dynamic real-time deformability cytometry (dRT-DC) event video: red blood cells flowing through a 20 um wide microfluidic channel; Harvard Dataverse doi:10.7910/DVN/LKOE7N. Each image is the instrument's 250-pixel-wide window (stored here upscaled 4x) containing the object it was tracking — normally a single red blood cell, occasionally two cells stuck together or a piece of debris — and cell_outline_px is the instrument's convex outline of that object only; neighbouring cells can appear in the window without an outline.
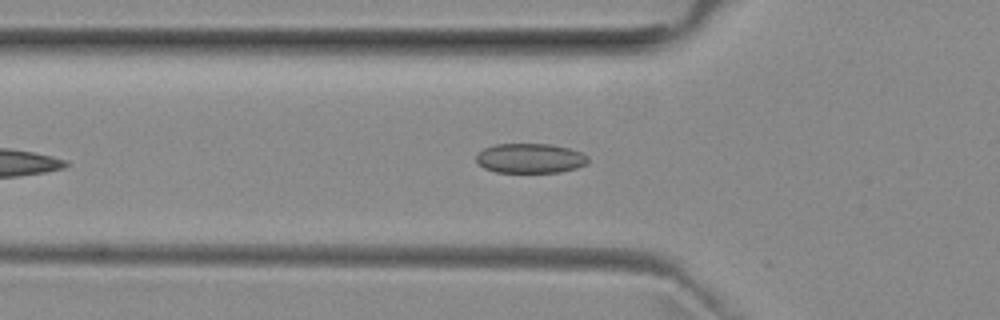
{"species": "common noctule bat (a hibernating species)", "species_latin": "Nyctalus noctula", "temperature_condition": "room temperature", "stored_images_in_passage": 18, "camera_frame_rate_fps": 3000, "um_per_image_px": 0.085, "animal": {"sex": "female", "body_mass_g": 29.2, "forearm_length_mm": 56.3}, "frame": {"image": 1, "passage_image": 5, "time_ms": 1.333, "image_size_px": [1000, 320], "cell_outline_px": [[588, 164], [576, 168], [560, 172], [496, 172], [484, 168], [476, 160], [476, 156], [484, 148], [496, 144], [552, 144], [568, 148], [580, 152], [588, 156]], "centroid_in_image_um": [45.08, 13.45], "position_along_channel_um": 80.7, "area_um2": 19.31}}
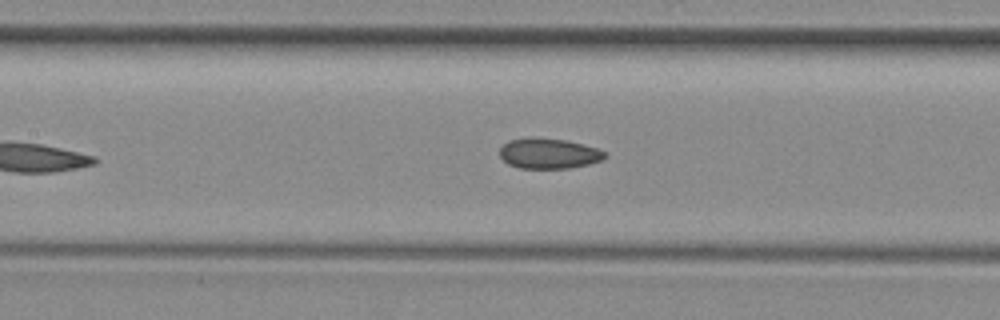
{"frame": {"image": 2, "passage_image": 11, "time_ms": 3.333, "image_size_px": [1000, 320], "cell_outline_px": [[608, 156], [600, 160], [588, 164], [568, 168], [520, 168], [508, 164], [500, 156], [500, 148], [508, 140], [532, 136], [536, 136], [564, 140], [596, 148], [604, 152]], "centroid_in_image_um": [46.59, 13.03], "position_along_channel_um": 160.8, "area_um2": 18.55}}
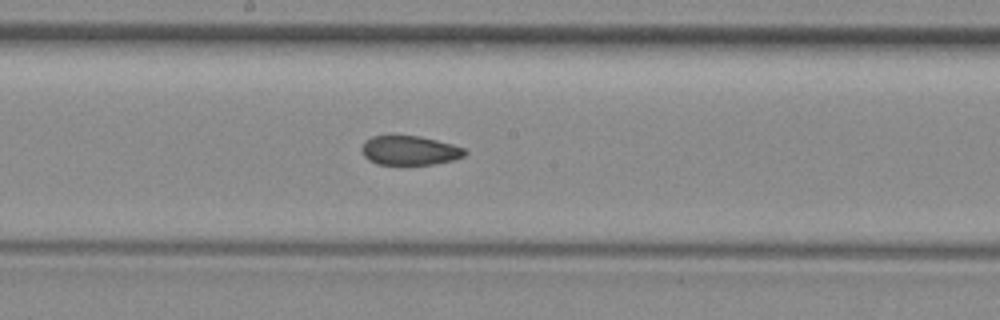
{"frame": {"image": 3, "passage_image": 15, "time_ms": 4.667, "image_size_px": [1000, 320], "cell_outline_px": [[468, 152], [464, 156], [452, 160], [432, 164], [376, 164], [368, 160], [364, 156], [360, 148], [372, 136], [420, 136], [452, 144], [464, 148]], "centroid_in_image_um": [34.82, 12.79], "position_along_channel_um": 213.4, "area_um2": 17.4}}